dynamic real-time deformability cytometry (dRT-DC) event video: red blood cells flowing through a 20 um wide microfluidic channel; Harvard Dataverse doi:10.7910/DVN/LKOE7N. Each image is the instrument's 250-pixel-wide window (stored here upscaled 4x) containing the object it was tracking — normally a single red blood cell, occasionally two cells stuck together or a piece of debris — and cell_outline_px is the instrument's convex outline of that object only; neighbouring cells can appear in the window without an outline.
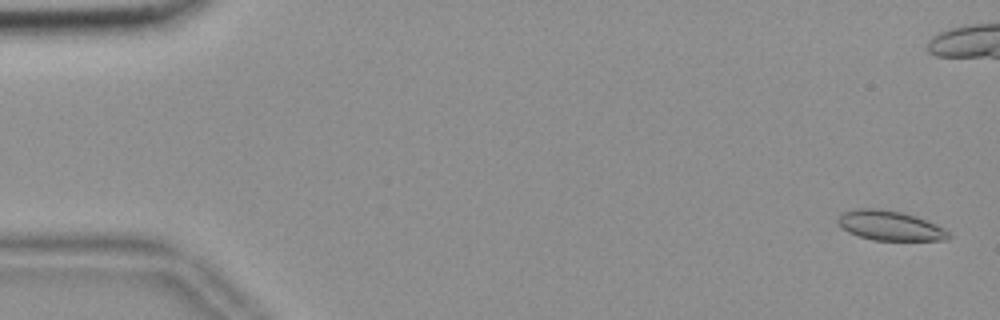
{"species": "common noctule bat (a hibernating species)", "species_latin": "Nyctalus noctula", "temperature_condition": "room temperature", "stored_images_in_passage": 57, "camera_frame_rate_fps": 3000, "um_per_image_px": 0.085, "animal": {"sex": "female", "body_mass_g": 18.4}, "frame": {"image": 1, "passage_image": 2, "time_ms": 0.333, "image_size_px": [1000, 320], "cell_outline_px": [[952, 236], [948, 240], [872, 240], [848, 232], [836, 220], [844, 212], [856, 208], [872, 208], [900, 212], [916, 216], [936, 224], [944, 228]], "centroid_in_image_um": [75.68, 19.18], "position_along_channel_um": 9.3, "area_um2": 18.96}}
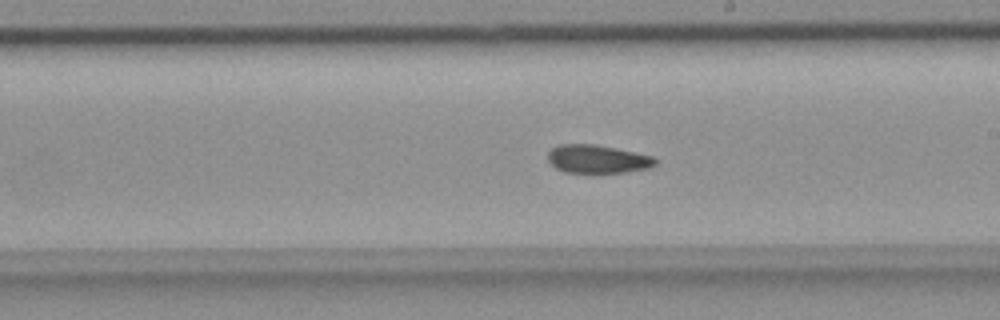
{"frame": {"image": 2, "passage_image": 32, "time_ms": 10.333, "image_size_px": [1000, 320], "cell_outline_px": [[656, 164], [648, 168], [624, 172], [592, 176], [588, 176], [564, 172], [556, 168], [548, 160], [548, 152], [552, 148], [560, 144], [592, 144], [652, 156], [656, 160]], "centroid_in_image_um": [50.72, 13.58], "position_along_channel_um": 238.3, "area_um2": 18.21}}
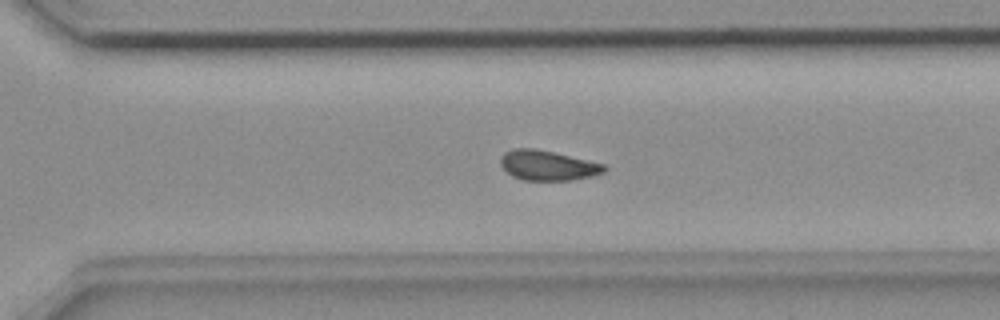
{"frame": {"image": 3, "passage_image": 39, "time_ms": 12.667, "image_size_px": [1000, 320], "cell_outline_px": [[608, 168], [604, 172], [592, 176], [572, 180], [520, 180], [512, 176], [500, 164], [500, 156], [504, 152], [512, 148], [536, 148], [604, 164]], "centroid_in_image_um": [46.53, 14.06], "position_along_channel_um": 324.1, "area_um2": 18.15}, "authors_computed_cell_mechanics": {"area_um2": 18.3804, "velocity_mm_per_s": 3.676, "shape_relaxation_time_tau1_ms": null, "shape_relaxation_time_tau2_ms": 5.508, "deformation_change_tau1": null, "deformation_change_tau2": 0.0992}}